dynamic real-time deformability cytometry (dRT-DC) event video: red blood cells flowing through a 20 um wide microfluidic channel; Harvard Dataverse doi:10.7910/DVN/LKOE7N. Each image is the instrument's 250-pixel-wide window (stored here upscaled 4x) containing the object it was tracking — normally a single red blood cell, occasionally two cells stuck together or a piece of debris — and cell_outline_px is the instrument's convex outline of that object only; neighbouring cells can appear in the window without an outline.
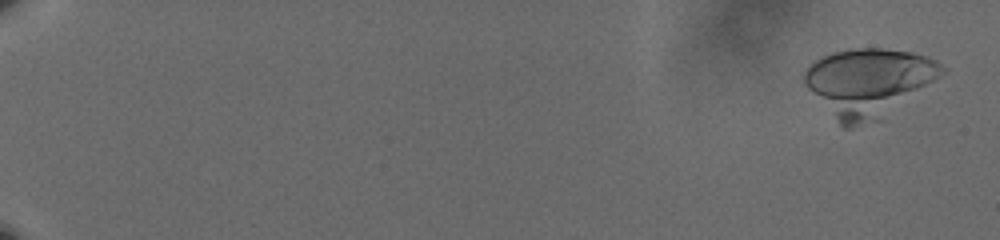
{"species": "human", "species_latin": "Homo sapiens", "temperature_condition": "cold", "stored_images_in_passage": 47, "camera_frame_rate_fps": 3000, "um_per_image_px": 0.085, "donor": {"sex": "male"}, "frame": {"image": 1, "passage_image": 3, "time_ms": 0.667, "image_size_px": [1000, 240], "cell_outline_px": [[948, 68], [944, 72], [932, 80], [848, 128], [844, 128], [840, 124], [804, 84], [804, 72], [816, 60], [832, 52], [848, 48], [884, 48], [912, 52], [936, 60]], "centroid_in_image_um": [73.71, 6.82], "position_along_channel_um": 11.3, "area_um2": 50.29}}
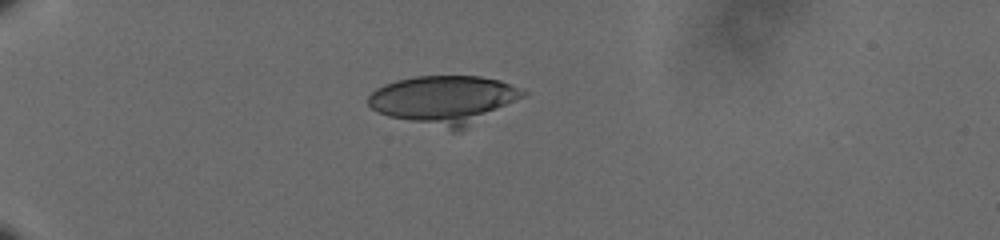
{"frame": {"image": 2, "passage_image": 20, "time_ms": 6.333, "image_size_px": [1000, 240], "cell_outline_px": [[528, 92], [524, 96], [464, 128], [456, 132], [452, 132], [388, 116], [372, 108], [368, 104], [368, 96], [376, 88], [384, 84], [396, 80], [416, 76], [480, 76], [500, 80]], "centroid_in_image_um": [37.7, 8.48], "position_along_channel_um": 47.3, "area_um2": 43.47}}